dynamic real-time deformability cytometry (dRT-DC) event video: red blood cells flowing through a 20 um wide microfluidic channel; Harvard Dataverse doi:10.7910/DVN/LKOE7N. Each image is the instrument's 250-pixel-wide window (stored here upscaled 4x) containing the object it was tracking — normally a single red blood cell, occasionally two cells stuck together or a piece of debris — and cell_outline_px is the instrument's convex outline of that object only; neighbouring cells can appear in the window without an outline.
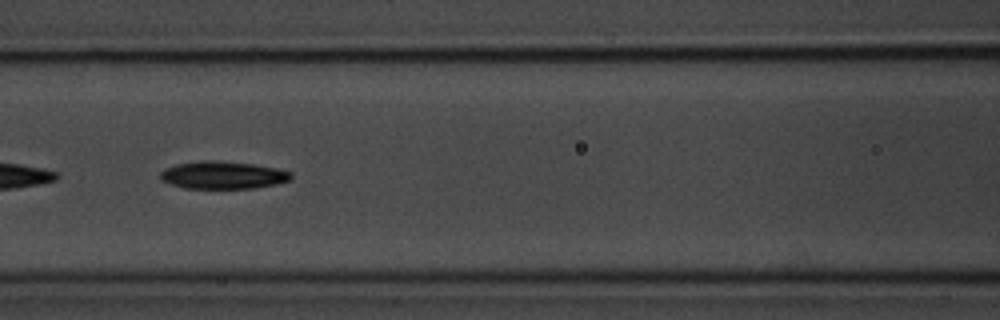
{"species": "common noctule bat (a hibernating species)", "species_latin": "Nyctalus noctula", "temperature_condition": "room temperature", "stored_images_in_passage": 26, "camera_frame_rate_fps": 3000, "um_per_image_px": 0.085, "animal": {"sex": "male", "body_mass_g": 20.1, "forearm_length_mm": 53.5}, "frame": {"image": 1, "passage_image": 19, "time_ms": 6.0, "image_size_px": [1000, 320], "cell_outline_px": [[292, 180], [276, 184], [256, 188], [184, 188], [160, 180], [160, 172], [164, 168], [176, 164], [204, 160], [212, 160], [252, 164], [276, 168], [292, 172]], "centroid_in_image_um": [18.95, 14.88], "position_along_channel_um": 147.7, "area_um2": 21.04}}